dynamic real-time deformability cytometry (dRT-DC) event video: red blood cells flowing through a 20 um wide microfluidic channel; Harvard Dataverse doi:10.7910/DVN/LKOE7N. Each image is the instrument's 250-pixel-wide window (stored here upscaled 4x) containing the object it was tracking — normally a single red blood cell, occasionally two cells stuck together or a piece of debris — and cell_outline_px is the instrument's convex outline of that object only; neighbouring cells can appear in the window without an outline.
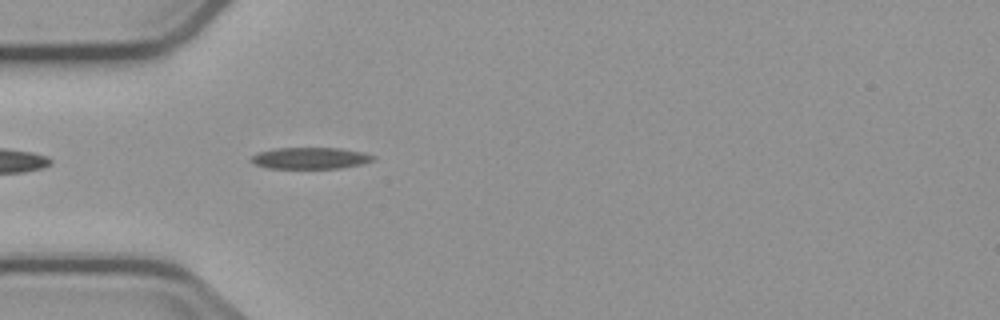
{"species": "common noctule bat (a hibernating species)", "species_latin": "Nyctalus noctula", "temperature_condition": "cold", "stored_images_in_passage": 4, "segment_of_instrument_passage": [2, 2], "camera_frame_rate_fps": 3000, "um_per_image_px": 0.085, "animal": {"sex": "male", "body_mass_g": 23.1, "forearm_length_mm": 52.7}, "frame": {"image": 1, "passage_image": 4, "time_ms": 3.667, "image_size_px": [1000, 320], "cell_outline_px": [[376, 156], [372, 160], [360, 164], [340, 168], [268, 168], [256, 164], [248, 160], [256, 152], [272, 148], [340, 148], [364, 152]], "centroid_in_image_um": [26.33, 13.43], "position_along_channel_um": 58.7, "area_um2": 15.32}}